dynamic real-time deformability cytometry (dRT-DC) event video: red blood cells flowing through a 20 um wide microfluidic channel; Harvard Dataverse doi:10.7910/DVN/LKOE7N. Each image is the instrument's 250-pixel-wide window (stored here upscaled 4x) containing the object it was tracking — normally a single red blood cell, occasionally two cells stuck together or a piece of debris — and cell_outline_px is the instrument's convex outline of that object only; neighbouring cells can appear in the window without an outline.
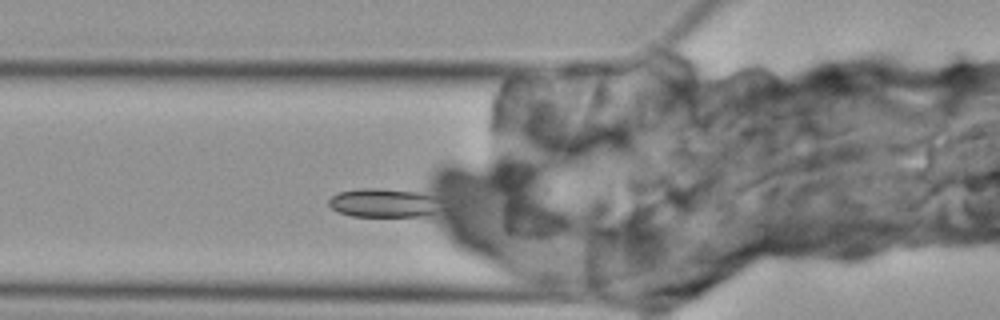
{"species": "Egyptian fruit bat (a non-hibernating species)", "species_latin": "Rousettus aegyptiacus", "temperature_condition": "cold", "stored_images_in_passage": 3, "segment_of_instrument_passage": [2, 2], "camera_frame_rate_fps": 3000, "um_per_image_px": 0.085, "animal": {"sex": "female"}, "frame": {"image": 1, "passage_image": 3, "time_ms": 2.333, "image_size_px": [1000, 320], "cell_outline_px": [[448, 208], [428, 216], [352, 216], [340, 212], [332, 208], [328, 204], [328, 200], [332, 196], [340, 192], [360, 188], [380, 188], [416, 192], [432, 196]], "centroid_in_image_um": [32.71, 17.26], "position_along_channel_um": 93.1, "area_um2": 19.13}}